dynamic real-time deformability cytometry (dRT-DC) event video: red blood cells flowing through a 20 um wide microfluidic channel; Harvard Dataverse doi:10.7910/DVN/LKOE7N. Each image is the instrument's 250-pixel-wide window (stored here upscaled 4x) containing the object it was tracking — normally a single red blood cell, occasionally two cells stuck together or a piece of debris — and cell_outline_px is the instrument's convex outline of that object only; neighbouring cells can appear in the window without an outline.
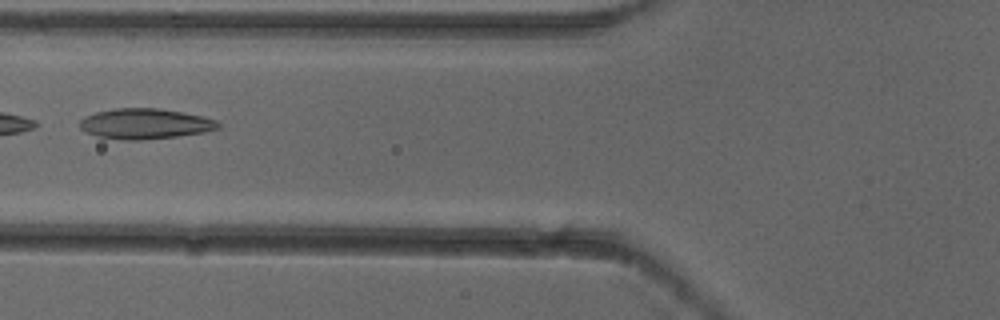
{"species": "common noctule bat (a hibernating species)", "species_latin": "Nyctalus noctula", "temperature_condition": "cold", "stored_images_in_passage": 5, "camera_frame_rate_fps": 3000, "um_per_image_px": 0.085, "animal": {"sex": "female"}, "frame": {"image": 1, "passage_image": 5, "time_ms": 1.333, "image_size_px": [1000, 320], "cell_outline_px": [[220, 128], [204, 132], [176, 136], [140, 140], [124, 140], [96, 136], [80, 128], [80, 120], [84, 116], [96, 112], [116, 108], [160, 108], [200, 116], [216, 120], [220, 124]], "centroid_in_image_um": [12.31, 10.52], "position_along_channel_um": 113.5, "area_um2": 24.33}}